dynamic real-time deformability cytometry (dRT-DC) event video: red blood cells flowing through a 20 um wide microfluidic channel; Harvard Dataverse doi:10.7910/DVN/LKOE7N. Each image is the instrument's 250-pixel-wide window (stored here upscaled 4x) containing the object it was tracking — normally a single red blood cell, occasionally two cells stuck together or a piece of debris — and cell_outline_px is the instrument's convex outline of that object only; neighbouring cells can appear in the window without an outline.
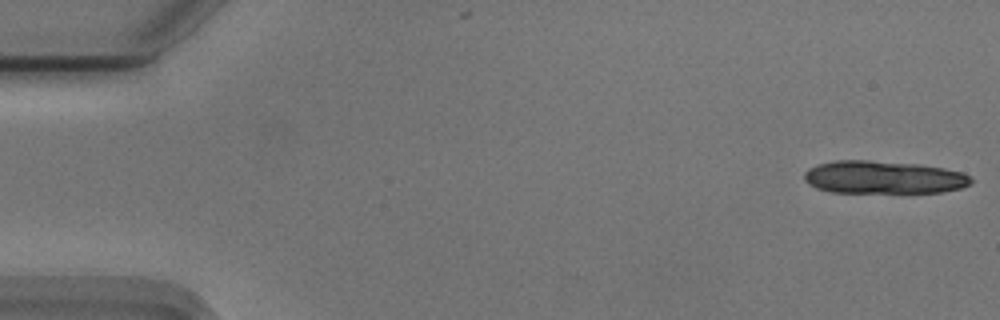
{"species": "Egyptian fruit bat (a non-hibernating species)", "species_latin": "Rousettus aegyptiacus", "temperature_condition": "cold", "stored_images_in_passage": 14, "camera_frame_rate_fps": 3000, "um_per_image_px": 0.085, "animal": {"sex": "male"}, "frame": {"image": 1, "passage_image": 1, "time_ms": 0.0, "image_size_px": [1000, 320], "cell_outline_px": [[972, 184], [960, 188], [940, 192], [832, 192], [816, 188], [808, 184], [804, 180], [804, 172], [808, 168], [816, 164], [836, 160], [868, 160], [920, 164], [944, 168], [964, 172], [972, 180]], "centroid_in_image_um": [75.07, 15.06], "position_along_channel_um": 9.9, "area_um2": 32.08}}